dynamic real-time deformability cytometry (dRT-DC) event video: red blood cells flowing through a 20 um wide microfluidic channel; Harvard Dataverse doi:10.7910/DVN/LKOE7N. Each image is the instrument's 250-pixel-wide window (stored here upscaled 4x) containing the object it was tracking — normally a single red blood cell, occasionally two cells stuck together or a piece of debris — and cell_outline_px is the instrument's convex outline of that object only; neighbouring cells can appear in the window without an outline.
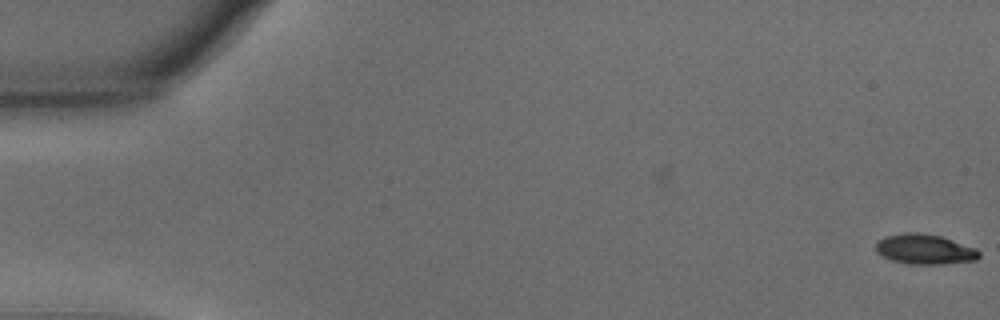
{"species": "common noctule bat (a hibernating species)", "species_latin": "Nyctalus noctula", "temperature_condition": "warm", "stored_images_in_passage": 5, "camera_frame_rate_fps": 3000, "um_per_image_px": 0.085, "animal": {"sex": "male", "body_mass_g": 15.6}, "frame": {"image": 1, "passage_image": 5, "time_ms": 1.333, "image_size_px": [1000, 320], "cell_outline_px": [[980, 256], [976, 260], [940, 264], [908, 264], [892, 260], [876, 252], [876, 240], [884, 236], [904, 232], [916, 232], [940, 236], [976, 248], [980, 252]], "centroid_in_image_um": [78.57, 21.18], "position_along_channel_um": 6.4, "area_um2": 18.09}}